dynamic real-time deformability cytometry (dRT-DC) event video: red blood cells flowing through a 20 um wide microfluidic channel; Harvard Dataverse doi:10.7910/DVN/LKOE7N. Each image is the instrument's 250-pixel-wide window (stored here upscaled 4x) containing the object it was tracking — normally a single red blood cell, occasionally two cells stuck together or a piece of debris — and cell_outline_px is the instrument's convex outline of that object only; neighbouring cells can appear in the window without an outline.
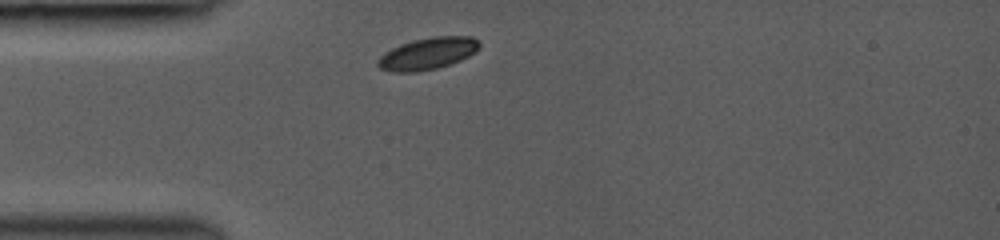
{"species": "common noctule bat (a hibernating species)", "species_latin": "Nyctalus noctula", "temperature_condition": "room temperature", "stored_images_in_passage": 5, "camera_frame_rate_fps": 3000, "um_per_image_px": 0.085, "animal": {"sex": "female", "body_mass_g": 19.0, "forearm_length_mm": 53.3}, "frame": {"image": 1, "passage_image": 1, "time_ms": 0.0, "image_size_px": [1000, 240], "cell_outline_px": [[480, 48], [476, 52], [460, 60], [436, 68], [416, 72], [392, 72], [380, 68], [376, 64], [376, 60], [384, 52], [400, 44], [412, 40], [432, 36], [472, 36], [480, 44]], "centroid_in_image_um": [36.33, 4.54], "position_along_channel_um": 48.7, "area_um2": 18.96}}
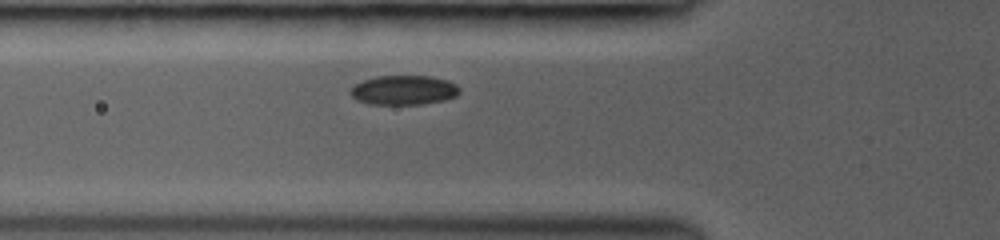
{"frame": {"image": 2, "passage_image": 3, "time_ms": 1.333, "image_size_px": [1000, 240], "cell_outline_px": [[460, 92], [456, 96], [444, 100], [420, 104], [368, 104], [356, 100], [348, 92], [356, 84], [364, 80], [376, 76], [432, 76], [448, 80], [456, 84], [460, 88]], "centroid_in_image_um": [34.33, 7.66], "position_along_channel_um": 91.5, "area_um2": 18.79}}
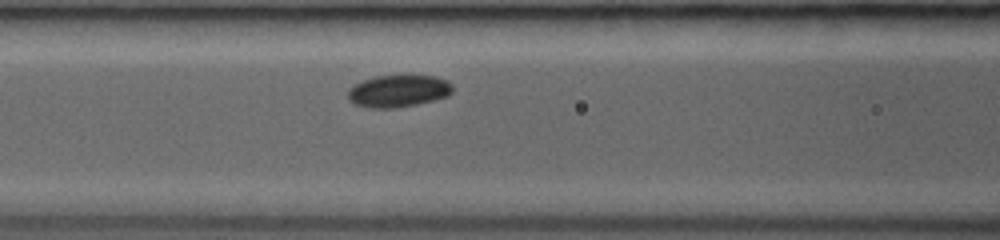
{"frame": {"image": 3, "passage_image": 5, "time_ms": 2.333, "image_size_px": [1000, 240], "cell_outline_px": [[452, 92], [448, 96], [416, 104], [392, 108], [368, 108], [356, 104], [348, 100], [348, 88], [364, 80], [376, 76], [436, 76], [452, 84]], "centroid_in_image_um": [33.84, 7.74], "position_along_channel_um": 132.8, "area_um2": 19.36}}